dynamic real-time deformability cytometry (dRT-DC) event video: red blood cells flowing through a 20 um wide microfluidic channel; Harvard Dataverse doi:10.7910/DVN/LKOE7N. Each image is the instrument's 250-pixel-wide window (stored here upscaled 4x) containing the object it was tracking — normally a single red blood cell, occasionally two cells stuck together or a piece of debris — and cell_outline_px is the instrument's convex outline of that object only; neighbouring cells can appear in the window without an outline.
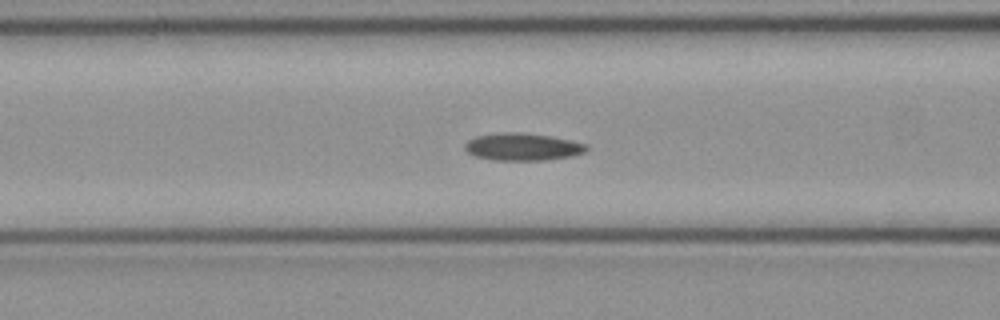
{"species": "common noctule bat (a hibernating species)", "species_latin": "Nyctalus noctula", "temperature_condition": "cold", "stored_images_in_passage": 51, "camera_frame_rate_fps": 3000, "um_per_image_px": 0.085, "animal": {"sex": "female", "body_mass_g": 21.9}, "frame": {"image": 1, "passage_image": 19, "time_ms": 6.0, "image_size_px": [1000, 320], "cell_outline_px": [[588, 148], [584, 152], [572, 156], [544, 160], [492, 160], [476, 156], [468, 152], [464, 148], [464, 144], [468, 140], [476, 136], [500, 132], [520, 132], [552, 136], [572, 140], [588, 144]], "centroid_in_image_um": [44.43, 12.47], "position_along_channel_um": 122.2, "area_um2": 19.54}}
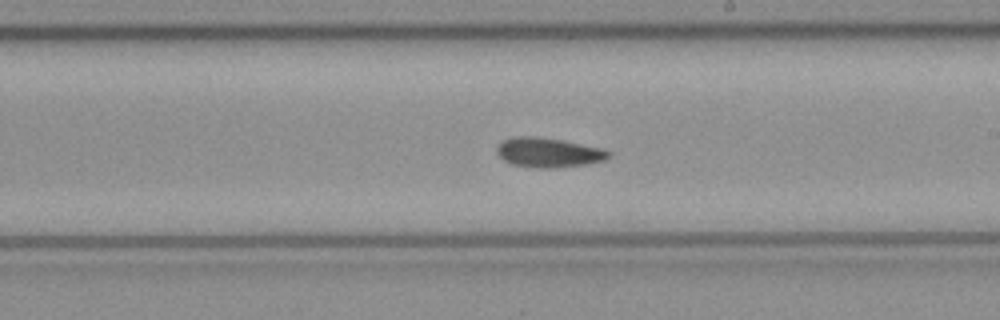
{"frame": {"image": 2, "passage_image": 28, "time_ms": 9.0, "image_size_px": [1000, 320], "cell_outline_px": [[612, 152], [604, 160], [588, 164], [552, 168], [536, 168], [512, 164], [504, 160], [496, 152], [496, 148], [504, 140], [516, 136], [536, 136], [560, 140], [604, 148]], "centroid_in_image_um": [46.63, 12.97], "position_along_channel_um": 242.4, "area_um2": 19.19}}
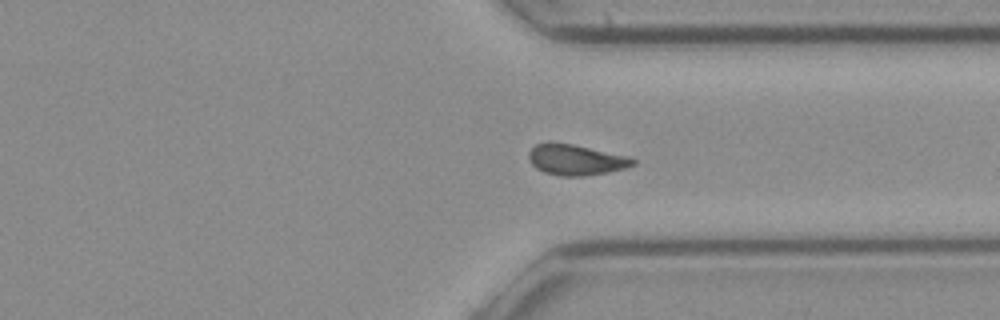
{"frame": {"image": 3, "passage_image": 37, "time_ms": 12.0, "image_size_px": [1000, 320], "cell_outline_px": [[636, 164], [624, 168], [608, 172], [584, 176], [560, 176], [544, 172], [536, 168], [532, 164], [528, 156], [528, 152], [536, 144], [548, 140], [552, 140], [632, 156], [636, 160]], "centroid_in_image_um": [48.95, 13.55], "position_along_channel_um": 362.4, "area_um2": 19.07}, "authors_computed_cell_mechanics": {"area_um2": 18.9006, "velocity_mm_per_s": 4.0121, "shape_relaxation_time_tau1_ms": null, "shape_relaxation_time_tau2_ms": 8.2404, "deformation_change_tau1": null, "deformation_change_tau2": 0.1398}}